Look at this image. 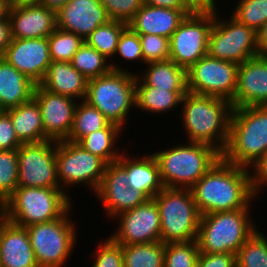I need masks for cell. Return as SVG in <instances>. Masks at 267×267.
<instances>
[{"label": "cell", "instance_id": "6da1fadb", "mask_svg": "<svg viewBox=\"0 0 267 267\" xmlns=\"http://www.w3.org/2000/svg\"><path fill=\"white\" fill-rule=\"evenodd\" d=\"M190 190L201 215L247 209L256 201L250 169L228 163L222 157Z\"/></svg>", "mask_w": 267, "mask_h": 267}, {"label": "cell", "instance_id": "7a4b0ae2", "mask_svg": "<svg viewBox=\"0 0 267 267\" xmlns=\"http://www.w3.org/2000/svg\"><path fill=\"white\" fill-rule=\"evenodd\" d=\"M179 108L187 141L210 145L222 154L229 140L231 102L187 92Z\"/></svg>", "mask_w": 267, "mask_h": 267}, {"label": "cell", "instance_id": "3957f363", "mask_svg": "<svg viewBox=\"0 0 267 267\" xmlns=\"http://www.w3.org/2000/svg\"><path fill=\"white\" fill-rule=\"evenodd\" d=\"M163 187L190 189L221 157L214 147L187 141L154 151Z\"/></svg>", "mask_w": 267, "mask_h": 267}, {"label": "cell", "instance_id": "277c9868", "mask_svg": "<svg viewBox=\"0 0 267 267\" xmlns=\"http://www.w3.org/2000/svg\"><path fill=\"white\" fill-rule=\"evenodd\" d=\"M267 152V105L233 108L229 140L222 158L250 167Z\"/></svg>", "mask_w": 267, "mask_h": 267}, {"label": "cell", "instance_id": "5b68a950", "mask_svg": "<svg viewBox=\"0 0 267 267\" xmlns=\"http://www.w3.org/2000/svg\"><path fill=\"white\" fill-rule=\"evenodd\" d=\"M201 215L197 244L200 253H233L258 229L250 207Z\"/></svg>", "mask_w": 267, "mask_h": 267}, {"label": "cell", "instance_id": "8992f818", "mask_svg": "<svg viewBox=\"0 0 267 267\" xmlns=\"http://www.w3.org/2000/svg\"><path fill=\"white\" fill-rule=\"evenodd\" d=\"M72 200L59 187H17L0 211L8 221L28 227L60 218L72 206Z\"/></svg>", "mask_w": 267, "mask_h": 267}, {"label": "cell", "instance_id": "52a82bcc", "mask_svg": "<svg viewBox=\"0 0 267 267\" xmlns=\"http://www.w3.org/2000/svg\"><path fill=\"white\" fill-rule=\"evenodd\" d=\"M135 94L136 73L112 70L88 81L84 101L124 130L131 108L136 107Z\"/></svg>", "mask_w": 267, "mask_h": 267}, {"label": "cell", "instance_id": "ba28073f", "mask_svg": "<svg viewBox=\"0 0 267 267\" xmlns=\"http://www.w3.org/2000/svg\"><path fill=\"white\" fill-rule=\"evenodd\" d=\"M161 221V242L196 240L201 214L190 189L164 187L154 198Z\"/></svg>", "mask_w": 267, "mask_h": 267}, {"label": "cell", "instance_id": "9c48e42d", "mask_svg": "<svg viewBox=\"0 0 267 267\" xmlns=\"http://www.w3.org/2000/svg\"><path fill=\"white\" fill-rule=\"evenodd\" d=\"M72 208L58 219L26 227L39 267H64L72 256L79 230L69 215Z\"/></svg>", "mask_w": 267, "mask_h": 267}, {"label": "cell", "instance_id": "30bf717a", "mask_svg": "<svg viewBox=\"0 0 267 267\" xmlns=\"http://www.w3.org/2000/svg\"><path fill=\"white\" fill-rule=\"evenodd\" d=\"M56 164L59 188L64 189L69 197L67 187L76 184L78 188L80 184L87 186L94 194L107 166L102 158L88 152L78 143L67 140L56 141Z\"/></svg>", "mask_w": 267, "mask_h": 267}, {"label": "cell", "instance_id": "8fae6325", "mask_svg": "<svg viewBox=\"0 0 267 267\" xmlns=\"http://www.w3.org/2000/svg\"><path fill=\"white\" fill-rule=\"evenodd\" d=\"M218 10L214 9V23L208 38L207 54L238 65L257 56V32L232 16L229 19L220 17Z\"/></svg>", "mask_w": 267, "mask_h": 267}, {"label": "cell", "instance_id": "7c38bea8", "mask_svg": "<svg viewBox=\"0 0 267 267\" xmlns=\"http://www.w3.org/2000/svg\"><path fill=\"white\" fill-rule=\"evenodd\" d=\"M214 23V9L187 15L170 38L169 60L186 70L207 55L208 38Z\"/></svg>", "mask_w": 267, "mask_h": 267}, {"label": "cell", "instance_id": "4fadbf2b", "mask_svg": "<svg viewBox=\"0 0 267 267\" xmlns=\"http://www.w3.org/2000/svg\"><path fill=\"white\" fill-rule=\"evenodd\" d=\"M238 66L207 54L186 70L187 90L231 102L237 86Z\"/></svg>", "mask_w": 267, "mask_h": 267}, {"label": "cell", "instance_id": "5bb4252c", "mask_svg": "<svg viewBox=\"0 0 267 267\" xmlns=\"http://www.w3.org/2000/svg\"><path fill=\"white\" fill-rule=\"evenodd\" d=\"M18 187H59L56 141L22 143L17 149Z\"/></svg>", "mask_w": 267, "mask_h": 267}, {"label": "cell", "instance_id": "9a60e30c", "mask_svg": "<svg viewBox=\"0 0 267 267\" xmlns=\"http://www.w3.org/2000/svg\"><path fill=\"white\" fill-rule=\"evenodd\" d=\"M118 228L109 236L118 245L145 244L161 241V221L153 198L113 218Z\"/></svg>", "mask_w": 267, "mask_h": 267}, {"label": "cell", "instance_id": "2e32d148", "mask_svg": "<svg viewBox=\"0 0 267 267\" xmlns=\"http://www.w3.org/2000/svg\"><path fill=\"white\" fill-rule=\"evenodd\" d=\"M103 204L106 216L118 214L145 203L149 198L141 191L128 186L127 171L116 161L107 164L101 183L94 193Z\"/></svg>", "mask_w": 267, "mask_h": 267}, {"label": "cell", "instance_id": "e0dca14e", "mask_svg": "<svg viewBox=\"0 0 267 267\" xmlns=\"http://www.w3.org/2000/svg\"><path fill=\"white\" fill-rule=\"evenodd\" d=\"M33 99L41 111L44 134L54 141L66 140L73 126L78 101L36 85Z\"/></svg>", "mask_w": 267, "mask_h": 267}, {"label": "cell", "instance_id": "ac0fdd59", "mask_svg": "<svg viewBox=\"0 0 267 267\" xmlns=\"http://www.w3.org/2000/svg\"><path fill=\"white\" fill-rule=\"evenodd\" d=\"M1 57L36 85L43 80L52 62L47 38H12Z\"/></svg>", "mask_w": 267, "mask_h": 267}, {"label": "cell", "instance_id": "d6986e66", "mask_svg": "<svg viewBox=\"0 0 267 267\" xmlns=\"http://www.w3.org/2000/svg\"><path fill=\"white\" fill-rule=\"evenodd\" d=\"M233 108L267 105V56H255L238 66Z\"/></svg>", "mask_w": 267, "mask_h": 267}, {"label": "cell", "instance_id": "ffe728a7", "mask_svg": "<svg viewBox=\"0 0 267 267\" xmlns=\"http://www.w3.org/2000/svg\"><path fill=\"white\" fill-rule=\"evenodd\" d=\"M109 20L99 0H69L56 12L57 28L81 36L84 40Z\"/></svg>", "mask_w": 267, "mask_h": 267}, {"label": "cell", "instance_id": "44dd1931", "mask_svg": "<svg viewBox=\"0 0 267 267\" xmlns=\"http://www.w3.org/2000/svg\"><path fill=\"white\" fill-rule=\"evenodd\" d=\"M0 267H39L26 227L8 221L1 211Z\"/></svg>", "mask_w": 267, "mask_h": 267}, {"label": "cell", "instance_id": "7402d4cb", "mask_svg": "<svg viewBox=\"0 0 267 267\" xmlns=\"http://www.w3.org/2000/svg\"><path fill=\"white\" fill-rule=\"evenodd\" d=\"M11 37L47 38L56 28V12L40 4L10 7Z\"/></svg>", "mask_w": 267, "mask_h": 267}, {"label": "cell", "instance_id": "603a6c76", "mask_svg": "<svg viewBox=\"0 0 267 267\" xmlns=\"http://www.w3.org/2000/svg\"><path fill=\"white\" fill-rule=\"evenodd\" d=\"M195 11L143 4L128 26L137 34H154L170 39L185 17Z\"/></svg>", "mask_w": 267, "mask_h": 267}, {"label": "cell", "instance_id": "cb8c5ba5", "mask_svg": "<svg viewBox=\"0 0 267 267\" xmlns=\"http://www.w3.org/2000/svg\"><path fill=\"white\" fill-rule=\"evenodd\" d=\"M127 156H126V155ZM117 162L127 171L128 186L143 192L149 199L154 198L164 187L159 175V167L152 152L134 157L124 150Z\"/></svg>", "mask_w": 267, "mask_h": 267}, {"label": "cell", "instance_id": "d4e9b609", "mask_svg": "<svg viewBox=\"0 0 267 267\" xmlns=\"http://www.w3.org/2000/svg\"><path fill=\"white\" fill-rule=\"evenodd\" d=\"M88 81L71 62L52 61L39 86L52 93L82 101L86 97Z\"/></svg>", "mask_w": 267, "mask_h": 267}, {"label": "cell", "instance_id": "484cf974", "mask_svg": "<svg viewBox=\"0 0 267 267\" xmlns=\"http://www.w3.org/2000/svg\"><path fill=\"white\" fill-rule=\"evenodd\" d=\"M35 86L34 82L0 56V111L30 101Z\"/></svg>", "mask_w": 267, "mask_h": 267}, {"label": "cell", "instance_id": "4316f807", "mask_svg": "<svg viewBox=\"0 0 267 267\" xmlns=\"http://www.w3.org/2000/svg\"><path fill=\"white\" fill-rule=\"evenodd\" d=\"M5 112L10 116L17 137L22 143L50 140L44 134L40 107L33 98Z\"/></svg>", "mask_w": 267, "mask_h": 267}, {"label": "cell", "instance_id": "83f0119b", "mask_svg": "<svg viewBox=\"0 0 267 267\" xmlns=\"http://www.w3.org/2000/svg\"><path fill=\"white\" fill-rule=\"evenodd\" d=\"M188 91H169L167 89H159L158 87L148 86L137 74H136V94L135 109L146 111L154 114H164L171 112L174 108L181 106L183 96Z\"/></svg>", "mask_w": 267, "mask_h": 267}, {"label": "cell", "instance_id": "f1b7e54d", "mask_svg": "<svg viewBox=\"0 0 267 267\" xmlns=\"http://www.w3.org/2000/svg\"><path fill=\"white\" fill-rule=\"evenodd\" d=\"M143 72L137 75L148 85L169 91H188L186 69L171 60L144 64Z\"/></svg>", "mask_w": 267, "mask_h": 267}, {"label": "cell", "instance_id": "f546056e", "mask_svg": "<svg viewBox=\"0 0 267 267\" xmlns=\"http://www.w3.org/2000/svg\"><path fill=\"white\" fill-rule=\"evenodd\" d=\"M122 131L119 125L110 122L105 128L84 136L78 144L93 155L102 158L107 164L116 162L123 152L116 145L120 141L118 139L121 133H125Z\"/></svg>", "mask_w": 267, "mask_h": 267}, {"label": "cell", "instance_id": "4dcf8cb0", "mask_svg": "<svg viewBox=\"0 0 267 267\" xmlns=\"http://www.w3.org/2000/svg\"><path fill=\"white\" fill-rule=\"evenodd\" d=\"M109 61L104 55L85 42L73 56L72 66L88 80L106 75L113 71H127L126 67H119L117 61Z\"/></svg>", "mask_w": 267, "mask_h": 267}, {"label": "cell", "instance_id": "1f68e13d", "mask_svg": "<svg viewBox=\"0 0 267 267\" xmlns=\"http://www.w3.org/2000/svg\"><path fill=\"white\" fill-rule=\"evenodd\" d=\"M121 246L123 267H164L165 243L161 241Z\"/></svg>", "mask_w": 267, "mask_h": 267}, {"label": "cell", "instance_id": "d6a6232c", "mask_svg": "<svg viewBox=\"0 0 267 267\" xmlns=\"http://www.w3.org/2000/svg\"><path fill=\"white\" fill-rule=\"evenodd\" d=\"M110 121L95 107L86 101H78L76 106L73 126L66 139L78 143L84 136L105 128Z\"/></svg>", "mask_w": 267, "mask_h": 267}, {"label": "cell", "instance_id": "836d02e7", "mask_svg": "<svg viewBox=\"0 0 267 267\" xmlns=\"http://www.w3.org/2000/svg\"><path fill=\"white\" fill-rule=\"evenodd\" d=\"M127 26L124 22L109 20L97 27L84 41L111 61L115 56L119 37Z\"/></svg>", "mask_w": 267, "mask_h": 267}, {"label": "cell", "instance_id": "e575fe53", "mask_svg": "<svg viewBox=\"0 0 267 267\" xmlns=\"http://www.w3.org/2000/svg\"><path fill=\"white\" fill-rule=\"evenodd\" d=\"M236 267H267V237L259 228L236 253Z\"/></svg>", "mask_w": 267, "mask_h": 267}, {"label": "cell", "instance_id": "d590c367", "mask_svg": "<svg viewBox=\"0 0 267 267\" xmlns=\"http://www.w3.org/2000/svg\"><path fill=\"white\" fill-rule=\"evenodd\" d=\"M51 61L71 62L85 42L81 36L56 28L48 37Z\"/></svg>", "mask_w": 267, "mask_h": 267}, {"label": "cell", "instance_id": "8d00e7d4", "mask_svg": "<svg viewBox=\"0 0 267 267\" xmlns=\"http://www.w3.org/2000/svg\"><path fill=\"white\" fill-rule=\"evenodd\" d=\"M18 187L17 149L0 150V207Z\"/></svg>", "mask_w": 267, "mask_h": 267}, {"label": "cell", "instance_id": "74e56055", "mask_svg": "<svg viewBox=\"0 0 267 267\" xmlns=\"http://www.w3.org/2000/svg\"><path fill=\"white\" fill-rule=\"evenodd\" d=\"M200 252L196 240L166 243L164 267H196Z\"/></svg>", "mask_w": 267, "mask_h": 267}, {"label": "cell", "instance_id": "f35d334b", "mask_svg": "<svg viewBox=\"0 0 267 267\" xmlns=\"http://www.w3.org/2000/svg\"><path fill=\"white\" fill-rule=\"evenodd\" d=\"M231 16L256 32L267 22V0H239Z\"/></svg>", "mask_w": 267, "mask_h": 267}, {"label": "cell", "instance_id": "ab89813d", "mask_svg": "<svg viewBox=\"0 0 267 267\" xmlns=\"http://www.w3.org/2000/svg\"><path fill=\"white\" fill-rule=\"evenodd\" d=\"M143 64L169 60L170 39L154 34H139Z\"/></svg>", "mask_w": 267, "mask_h": 267}, {"label": "cell", "instance_id": "60d3db41", "mask_svg": "<svg viewBox=\"0 0 267 267\" xmlns=\"http://www.w3.org/2000/svg\"><path fill=\"white\" fill-rule=\"evenodd\" d=\"M96 248L91 267H123L122 246L110 237L100 240Z\"/></svg>", "mask_w": 267, "mask_h": 267}, {"label": "cell", "instance_id": "b9f144b4", "mask_svg": "<svg viewBox=\"0 0 267 267\" xmlns=\"http://www.w3.org/2000/svg\"><path fill=\"white\" fill-rule=\"evenodd\" d=\"M117 55L124 61H131L132 63L138 62V60L144 61L139 34L135 33L129 26L122 31L119 37L114 57L117 58Z\"/></svg>", "mask_w": 267, "mask_h": 267}, {"label": "cell", "instance_id": "7bdbcfd3", "mask_svg": "<svg viewBox=\"0 0 267 267\" xmlns=\"http://www.w3.org/2000/svg\"><path fill=\"white\" fill-rule=\"evenodd\" d=\"M106 9L110 20L128 24L143 6V0H99Z\"/></svg>", "mask_w": 267, "mask_h": 267}, {"label": "cell", "instance_id": "ee69618b", "mask_svg": "<svg viewBox=\"0 0 267 267\" xmlns=\"http://www.w3.org/2000/svg\"><path fill=\"white\" fill-rule=\"evenodd\" d=\"M21 145L10 116L5 111H0V150L18 149Z\"/></svg>", "mask_w": 267, "mask_h": 267}, {"label": "cell", "instance_id": "f6af8a7d", "mask_svg": "<svg viewBox=\"0 0 267 267\" xmlns=\"http://www.w3.org/2000/svg\"><path fill=\"white\" fill-rule=\"evenodd\" d=\"M251 189L258 198L263 188L267 185V152L257 160L251 167Z\"/></svg>", "mask_w": 267, "mask_h": 267}, {"label": "cell", "instance_id": "bcb514c9", "mask_svg": "<svg viewBox=\"0 0 267 267\" xmlns=\"http://www.w3.org/2000/svg\"><path fill=\"white\" fill-rule=\"evenodd\" d=\"M196 267H236V255L233 253H200Z\"/></svg>", "mask_w": 267, "mask_h": 267}, {"label": "cell", "instance_id": "7dc6e473", "mask_svg": "<svg viewBox=\"0 0 267 267\" xmlns=\"http://www.w3.org/2000/svg\"><path fill=\"white\" fill-rule=\"evenodd\" d=\"M144 4L155 7L176 9V10H196L187 0H143Z\"/></svg>", "mask_w": 267, "mask_h": 267}, {"label": "cell", "instance_id": "c3c4849f", "mask_svg": "<svg viewBox=\"0 0 267 267\" xmlns=\"http://www.w3.org/2000/svg\"><path fill=\"white\" fill-rule=\"evenodd\" d=\"M11 40V23L8 17L5 20H0V56L3 55Z\"/></svg>", "mask_w": 267, "mask_h": 267}, {"label": "cell", "instance_id": "681fc988", "mask_svg": "<svg viewBox=\"0 0 267 267\" xmlns=\"http://www.w3.org/2000/svg\"><path fill=\"white\" fill-rule=\"evenodd\" d=\"M257 50L259 56H267V22L257 31Z\"/></svg>", "mask_w": 267, "mask_h": 267}, {"label": "cell", "instance_id": "f907efd6", "mask_svg": "<svg viewBox=\"0 0 267 267\" xmlns=\"http://www.w3.org/2000/svg\"><path fill=\"white\" fill-rule=\"evenodd\" d=\"M196 10H212L217 8V0H187Z\"/></svg>", "mask_w": 267, "mask_h": 267}, {"label": "cell", "instance_id": "816d5d0a", "mask_svg": "<svg viewBox=\"0 0 267 267\" xmlns=\"http://www.w3.org/2000/svg\"><path fill=\"white\" fill-rule=\"evenodd\" d=\"M69 0H40V5L52 9L57 12L62 8Z\"/></svg>", "mask_w": 267, "mask_h": 267}, {"label": "cell", "instance_id": "f5cc1de1", "mask_svg": "<svg viewBox=\"0 0 267 267\" xmlns=\"http://www.w3.org/2000/svg\"><path fill=\"white\" fill-rule=\"evenodd\" d=\"M10 7H22L40 4V0H8Z\"/></svg>", "mask_w": 267, "mask_h": 267}, {"label": "cell", "instance_id": "db71d44e", "mask_svg": "<svg viewBox=\"0 0 267 267\" xmlns=\"http://www.w3.org/2000/svg\"><path fill=\"white\" fill-rule=\"evenodd\" d=\"M10 5L8 0H0V20H5L9 17Z\"/></svg>", "mask_w": 267, "mask_h": 267}]
</instances>
